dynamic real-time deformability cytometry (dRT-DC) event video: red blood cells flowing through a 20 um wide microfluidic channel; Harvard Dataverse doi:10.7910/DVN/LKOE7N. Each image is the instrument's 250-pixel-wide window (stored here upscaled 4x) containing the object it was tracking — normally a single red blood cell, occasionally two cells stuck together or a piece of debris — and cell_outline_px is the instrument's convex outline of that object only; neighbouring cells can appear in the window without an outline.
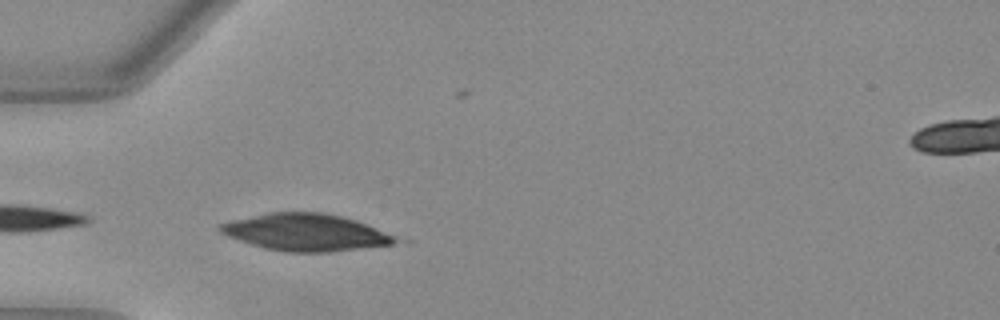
{"species": "Egyptian fruit bat (a non-hibernating species)", "species_latin": "Rousettus aegyptiacus", "temperature_condition": "warm", "stored_images_in_passage": 31, "camera_frame_rate_fps": 3000, "um_per_image_px": 0.085, "animal": {"sex": "female"}, "frame": {"image": 1, "passage_image": 1, "time_ms": 0.0, "image_size_px": [1000, 320], "cell_outline_px": [[400, 240], [392, 244], [328, 252], [284, 252], [264, 248], [228, 236], [220, 232], [220, 224], [232, 220], [268, 212], [324, 212], [356, 220], [392, 236]], "centroid_in_image_um": [25.93, 19.74], "position_along_channel_um": 59.1, "area_um2": 37.17}, "authors_computed_cell_mechanics": {"area_um2": 21.5594, "velocity_mm_per_s": 3.9921, "shape_relaxation_time_tau1_ms": 2.6673, "shape_relaxation_time_tau2_ms": null, "deformation_change_tau1": 0.1057, "deformation_change_tau2": null}}